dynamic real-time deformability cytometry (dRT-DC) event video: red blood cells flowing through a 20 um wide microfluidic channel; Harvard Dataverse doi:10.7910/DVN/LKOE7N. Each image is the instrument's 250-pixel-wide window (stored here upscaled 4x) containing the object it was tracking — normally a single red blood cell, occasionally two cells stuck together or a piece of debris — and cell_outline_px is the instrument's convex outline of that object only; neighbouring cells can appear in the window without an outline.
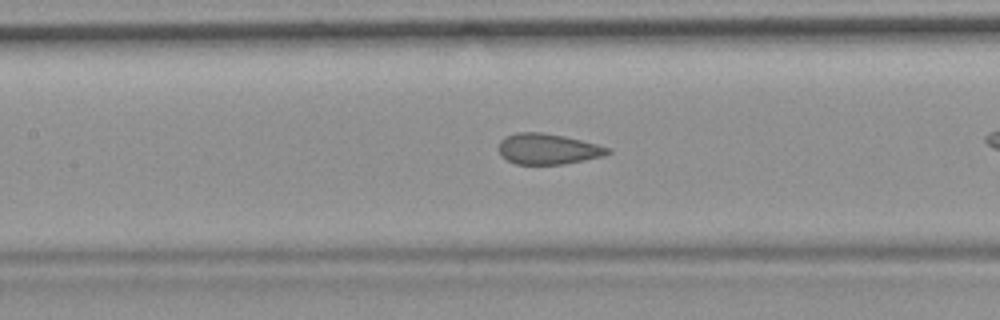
{"species": "common noctule bat (a hibernating species)", "species_latin": "Nyctalus noctula", "temperature_condition": "room temperature", "stored_images_in_passage": 43, "camera_frame_rate_fps": 3000, "um_per_image_px": 0.085, "animal": {"sex": "female", "body_mass_g": 19.9}, "frame": {"image": 1, "passage_image": 25, "time_ms": 8.0, "image_size_px": [1000, 320], "cell_outline_px": [[612, 152], [604, 156], [564, 164], [516, 164], [500, 156], [500, 140], [504, 136], [516, 132], [544, 132], [564, 136], [612, 148]], "centroid_in_image_um": [46.58, 12.65], "position_along_channel_um": 160.8, "area_um2": 19.59}}